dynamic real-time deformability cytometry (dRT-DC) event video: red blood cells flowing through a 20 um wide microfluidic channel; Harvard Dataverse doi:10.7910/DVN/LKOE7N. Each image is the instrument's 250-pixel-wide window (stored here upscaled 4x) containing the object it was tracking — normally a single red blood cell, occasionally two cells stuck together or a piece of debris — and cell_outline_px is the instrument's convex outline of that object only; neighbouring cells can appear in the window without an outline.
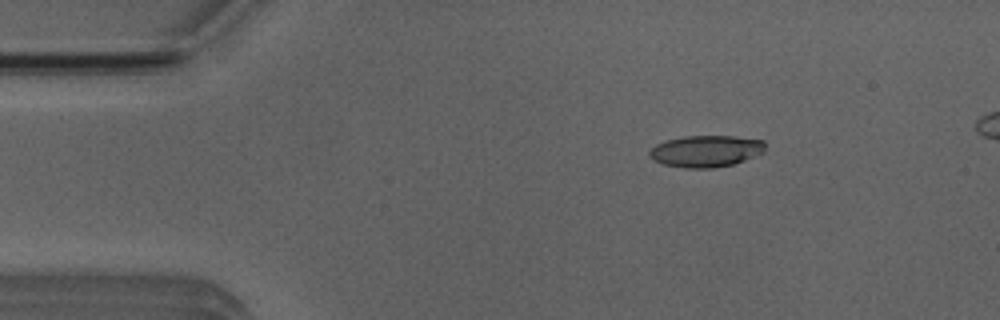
{"species": "Egyptian fruit bat (a non-hibernating species)", "species_latin": "Rousettus aegyptiacus", "temperature_condition": "room temperature", "stored_images_in_passage": 6, "camera_frame_rate_fps": 3000, "um_per_image_px": 0.085, "animal": {"sex": "male"}, "frame": {"image": 1, "passage_image": 3, "time_ms": 2.333, "image_size_px": [1000, 320], "cell_outline_px": [[764, 152], [744, 160], [732, 164], [712, 168], [684, 168], [664, 164], [648, 156], [648, 152], [656, 144], [664, 140], [684, 136], [732, 136], [764, 140]], "centroid_in_image_um": [59.98, 12.84], "position_along_channel_um": 25.0, "area_um2": 21.27}}